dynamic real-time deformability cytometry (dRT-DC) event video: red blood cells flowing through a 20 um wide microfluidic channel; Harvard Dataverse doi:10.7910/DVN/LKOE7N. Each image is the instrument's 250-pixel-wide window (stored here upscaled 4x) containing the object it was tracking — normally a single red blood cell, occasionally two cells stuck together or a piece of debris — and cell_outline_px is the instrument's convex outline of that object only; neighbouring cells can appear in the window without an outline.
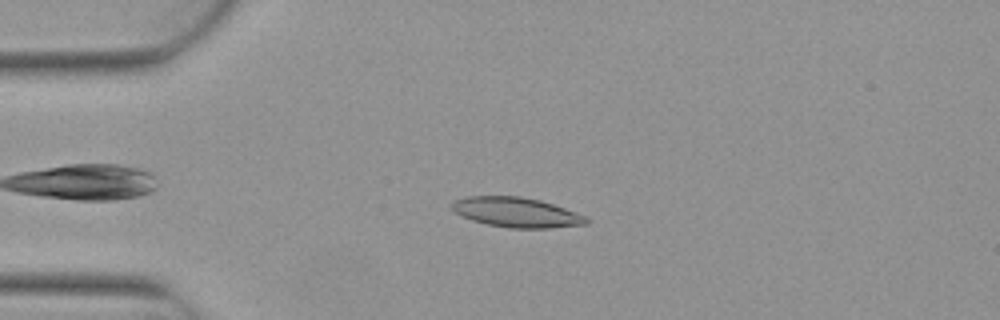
{"species": "Egyptian fruit bat (a non-hibernating species)", "species_latin": "Rousettus aegyptiacus", "temperature_condition": "warm", "stored_images_in_passage": 2, "camera_frame_rate_fps": 3000, "um_per_image_px": 0.085, "animal": {"sex": "female"}, "frame": {"image": 1, "passage_image": 1, "time_ms": 0.0, "image_size_px": [1000, 320], "cell_outline_px": [[588, 224], [548, 228], [508, 228], [488, 224], [472, 220], [456, 212], [452, 208], [452, 204], [456, 200], [468, 196], [520, 196], [540, 200], [564, 208], [584, 216], [588, 220]], "centroid_in_image_um": [43.9, 18.05], "position_along_channel_um": 41.1, "area_um2": 23.0}}